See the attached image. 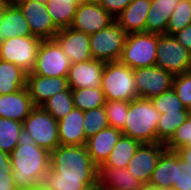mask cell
Segmentation results:
<instances>
[{
	"label": "cell",
	"instance_id": "1",
	"mask_svg": "<svg viewBox=\"0 0 191 190\" xmlns=\"http://www.w3.org/2000/svg\"><path fill=\"white\" fill-rule=\"evenodd\" d=\"M49 190H89L99 187V168L86 145H59L50 152V168L41 183Z\"/></svg>",
	"mask_w": 191,
	"mask_h": 190
},
{
	"label": "cell",
	"instance_id": "2",
	"mask_svg": "<svg viewBox=\"0 0 191 190\" xmlns=\"http://www.w3.org/2000/svg\"><path fill=\"white\" fill-rule=\"evenodd\" d=\"M10 159L17 190H33L40 186L50 168V152L38 147L25 129L21 130Z\"/></svg>",
	"mask_w": 191,
	"mask_h": 190
},
{
	"label": "cell",
	"instance_id": "3",
	"mask_svg": "<svg viewBox=\"0 0 191 190\" xmlns=\"http://www.w3.org/2000/svg\"><path fill=\"white\" fill-rule=\"evenodd\" d=\"M161 113L150 99L141 97L129 102L122 135L140 143H157V123Z\"/></svg>",
	"mask_w": 191,
	"mask_h": 190
},
{
	"label": "cell",
	"instance_id": "4",
	"mask_svg": "<svg viewBox=\"0 0 191 190\" xmlns=\"http://www.w3.org/2000/svg\"><path fill=\"white\" fill-rule=\"evenodd\" d=\"M105 100L130 102L138 98L134 69L117 62H106L101 80Z\"/></svg>",
	"mask_w": 191,
	"mask_h": 190
},
{
	"label": "cell",
	"instance_id": "5",
	"mask_svg": "<svg viewBox=\"0 0 191 190\" xmlns=\"http://www.w3.org/2000/svg\"><path fill=\"white\" fill-rule=\"evenodd\" d=\"M158 37L148 32L127 34L119 62L131 69L154 66Z\"/></svg>",
	"mask_w": 191,
	"mask_h": 190
},
{
	"label": "cell",
	"instance_id": "6",
	"mask_svg": "<svg viewBox=\"0 0 191 190\" xmlns=\"http://www.w3.org/2000/svg\"><path fill=\"white\" fill-rule=\"evenodd\" d=\"M23 129L41 148L53 151L60 145L58 121L41 106H36L23 121Z\"/></svg>",
	"mask_w": 191,
	"mask_h": 190
},
{
	"label": "cell",
	"instance_id": "7",
	"mask_svg": "<svg viewBox=\"0 0 191 190\" xmlns=\"http://www.w3.org/2000/svg\"><path fill=\"white\" fill-rule=\"evenodd\" d=\"M155 66L174 76L187 73L191 64V52L170 34H159Z\"/></svg>",
	"mask_w": 191,
	"mask_h": 190
},
{
	"label": "cell",
	"instance_id": "8",
	"mask_svg": "<svg viewBox=\"0 0 191 190\" xmlns=\"http://www.w3.org/2000/svg\"><path fill=\"white\" fill-rule=\"evenodd\" d=\"M126 36V31L116 21L107 28L90 35L92 58L103 62L119 61Z\"/></svg>",
	"mask_w": 191,
	"mask_h": 190
},
{
	"label": "cell",
	"instance_id": "9",
	"mask_svg": "<svg viewBox=\"0 0 191 190\" xmlns=\"http://www.w3.org/2000/svg\"><path fill=\"white\" fill-rule=\"evenodd\" d=\"M41 39L30 36H15L0 42V60L17 65L27 74L35 67Z\"/></svg>",
	"mask_w": 191,
	"mask_h": 190
},
{
	"label": "cell",
	"instance_id": "10",
	"mask_svg": "<svg viewBox=\"0 0 191 190\" xmlns=\"http://www.w3.org/2000/svg\"><path fill=\"white\" fill-rule=\"evenodd\" d=\"M70 65V59L54 39L42 40L37 50L35 67L29 74L67 77Z\"/></svg>",
	"mask_w": 191,
	"mask_h": 190
},
{
	"label": "cell",
	"instance_id": "11",
	"mask_svg": "<svg viewBox=\"0 0 191 190\" xmlns=\"http://www.w3.org/2000/svg\"><path fill=\"white\" fill-rule=\"evenodd\" d=\"M15 4L26 17L33 36L41 40L54 39L59 30L55 27L45 3L37 0H16Z\"/></svg>",
	"mask_w": 191,
	"mask_h": 190
},
{
	"label": "cell",
	"instance_id": "12",
	"mask_svg": "<svg viewBox=\"0 0 191 190\" xmlns=\"http://www.w3.org/2000/svg\"><path fill=\"white\" fill-rule=\"evenodd\" d=\"M174 75L157 66L134 69L138 97L152 99L173 88Z\"/></svg>",
	"mask_w": 191,
	"mask_h": 190
},
{
	"label": "cell",
	"instance_id": "13",
	"mask_svg": "<svg viewBox=\"0 0 191 190\" xmlns=\"http://www.w3.org/2000/svg\"><path fill=\"white\" fill-rule=\"evenodd\" d=\"M163 143H141L130 159L126 169L132 175L148 184L161 155L166 151Z\"/></svg>",
	"mask_w": 191,
	"mask_h": 190
},
{
	"label": "cell",
	"instance_id": "14",
	"mask_svg": "<svg viewBox=\"0 0 191 190\" xmlns=\"http://www.w3.org/2000/svg\"><path fill=\"white\" fill-rule=\"evenodd\" d=\"M115 18L109 14L100 4L82 2L77 10L70 28L92 35L107 28Z\"/></svg>",
	"mask_w": 191,
	"mask_h": 190
},
{
	"label": "cell",
	"instance_id": "15",
	"mask_svg": "<svg viewBox=\"0 0 191 190\" xmlns=\"http://www.w3.org/2000/svg\"><path fill=\"white\" fill-rule=\"evenodd\" d=\"M54 40L61 47L72 63L84 62L92 59L90 50V35L72 28L61 29Z\"/></svg>",
	"mask_w": 191,
	"mask_h": 190
},
{
	"label": "cell",
	"instance_id": "16",
	"mask_svg": "<svg viewBox=\"0 0 191 190\" xmlns=\"http://www.w3.org/2000/svg\"><path fill=\"white\" fill-rule=\"evenodd\" d=\"M105 63L93 58L84 62L72 63L67 75L69 88L72 90L87 87L101 88Z\"/></svg>",
	"mask_w": 191,
	"mask_h": 190
},
{
	"label": "cell",
	"instance_id": "17",
	"mask_svg": "<svg viewBox=\"0 0 191 190\" xmlns=\"http://www.w3.org/2000/svg\"><path fill=\"white\" fill-rule=\"evenodd\" d=\"M26 87L35 106H41L56 93L69 88L67 77H43L27 74Z\"/></svg>",
	"mask_w": 191,
	"mask_h": 190
},
{
	"label": "cell",
	"instance_id": "18",
	"mask_svg": "<svg viewBox=\"0 0 191 190\" xmlns=\"http://www.w3.org/2000/svg\"><path fill=\"white\" fill-rule=\"evenodd\" d=\"M35 107L27 87L0 95V117L23 123Z\"/></svg>",
	"mask_w": 191,
	"mask_h": 190
},
{
	"label": "cell",
	"instance_id": "19",
	"mask_svg": "<svg viewBox=\"0 0 191 190\" xmlns=\"http://www.w3.org/2000/svg\"><path fill=\"white\" fill-rule=\"evenodd\" d=\"M121 135V130L108 127L87 139L86 147L88 153L98 168L108 159Z\"/></svg>",
	"mask_w": 191,
	"mask_h": 190
},
{
	"label": "cell",
	"instance_id": "20",
	"mask_svg": "<svg viewBox=\"0 0 191 190\" xmlns=\"http://www.w3.org/2000/svg\"><path fill=\"white\" fill-rule=\"evenodd\" d=\"M83 122L84 112L75 107L59 120L60 145H86L87 140Z\"/></svg>",
	"mask_w": 191,
	"mask_h": 190
},
{
	"label": "cell",
	"instance_id": "21",
	"mask_svg": "<svg viewBox=\"0 0 191 190\" xmlns=\"http://www.w3.org/2000/svg\"><path fill=\"white\" fill-rule=\"evenodd\" d=\"M144 185L126 168H99V188L101 190H139Z\"/></svg>",
	"mask_w": 191,
	"mask_h": 190
},
{
	"label": "cell",
	"instance_id": "22",
	"mask_svg": "<svg viewBox=\"0 0 191 190\" xmlns=\"http://www.w3.org/2000/svg\"><path fill=\"white\" fill-rule=\"evenodd\" d=\"M150 5L151 0H132L115 20L127 34L145 32V20Z\"/></svg>",
	"mask_w": 191,
	"mask_h": 190
},
{
	"label": "cell",
	"instance_id": "23",
	"mask_svg": "<svg viewBox=\"0 0 191 190\" xmlns=\"http://www.w3.org/2000/svg\"><path fill=\"white\" fill-rule=\"evenodd\" d=\"M32 35L26 17L16 4H11L0 14V42L15 36Z\"/></svg>",
	"mask_w": 191,
	"mask_h": 190
},
{
	"label": "cell",
	"instance_id": "24",
	"mask_svg": "<svg viewBox=\"0 0 191 190\" xmlns=\"http://www.w3.org/2000/svg\"><path fill=\"white\" fill-rule=\"evenodd\" d=\"M178 4L179 0H151L145 20V32L166 34L169 18Z\"/></svg>",
	"mask_w": 191,
	"mask_h": 190
},
{
	"label": "cell",
	"instance_id": "25",
	"mask_svg": "<svg viewBox=\"0 0 191 190\" xmlns=\"http://www.w3.org/2000/svg\"><path fill=\"white\" fill-rule=\"evenodd\" d=\"M177 174V153L166 150L160 157L158 164L152 172L149 185L160 189L172 190L176 182Z\"/></svg>",
	"mask_w": 191,
	"mask_h": 190
},
{
	"label": "cell",
	"instance_id": "26",
	"mask_svg": "<svg viewBox=\"0 0 191 190\" xmlns=\"http://www.w3.org/2000/svg\"><path fill=\"white\" fill-rule=\"evenodd\" d=\"M81 0H48L46 8L58 30L71 27Z\"/></svg>",
	"mask_w": 191,
	"mask_h": 190
},
{
	"label": "cell",
	"instance_id": "27",
	"mask_svg": "<svg viewBox=\"0 0 191 190\" xmlns=\"http://www.w3.org/2000/svg\"><path fill=\"white\" fill-rule=\"evenodd\" d=\"M27 73L17 65L0 60V95L26 87Z\"/></svg>",
	"mask_w": 191,
	"mask_h": 190
},
{
	"label": "cell",
	"instance_id": "28",
	"mask_svg": "<svg viewBox=\"0 0 191 190\" xmlns=\"http://www.w3.org/2000/svg\"><path fill=\"white\" fill-rule=\"evenodd\" d=\"M140 144L137 140L121 135L108 159L101 167L126 168Z\"/></svg>",
	"mask_w": 191,
	"mask_h": 190
},
{
	"label": "cell",
	"instance_id": "29",
	"mask_svg": "<svg viewBox=\"0 0 191 190\" xmlns=\"http://www.w3.org/2000/svg\"><path fill=\"white\" fill-rule=\"evenodd\" d=\"M188 110L165 112L161 114L157 123V143L165 144L174 134L175 130L188 119Z\"/></svg>",
	"mask_w": 191,
	"mask_h": 190
},
{
	"label": "cell",
	"instance_id": "30",
	"mask_svg": "<svg viewBox=\"0 0 191 190\" xmlns=\"http://www.w3.org/2000/svg\"><path fill=\"white\" fill-rule=\"evenodd\" d=\"M72 97L74 107L81 111L96 109L105 105V97L101 88L73 89Z\"/></svg>",
	"mask_w": 191,
	"mask_h": 190
},
{
	"label": "cell",
	"instance_id": "31",
	"mask_svg": "<svg viewBox=\"0 0 191 190\" xmlns=\"http://www.w3.org/2000/svg\"><path fill=\"white\" fill-rule=\"evenodd\" d=\"M41 107L57 121L61 120L74 108L72 89L68 88L66 91L56 93L46 100Z\"/></svg>",
	"mask_w": 191,
	"mask_h": 190
},
{
	"label": "cell",
	"instance_id": "32",
	"mask_svg": "<svg viewBox=\"0 0 191 190\" xmlns=\"http://www.w3.org/2000/svg\"><path fill=\"white\" fill-rule=\"evenodd\" d=\"M23 123L0 117V150L11 153L18 145Z\"/></svg>",
	"mask_w": 191,
	"mask_h": 190
},
{
	"label": "cell",
	"instance_id": "33",
	"mask_svg": "<svg viewBox=\"0 0 191 190\" xmlns=\"http://www.w3.org/2000/svg\"><path fill=\"white\" fill-rule=\"evenodd\" d=\"M191 24V0H179L167 25L166 34L173 35Z\"/></svg>",
	"mask_w": 191,
	"mask_h": 190
},
{
	"label": "cell",
	"instance_id": "34",
	"mask_svg": "<svg viewBox=\"0 0 191 190\" xmlns=\"http://www.w3.org/2000/svg\"><path fill=\"white\" fill-rule=\"evenodd\" d=\"M84 130L86 140L109 127L104 106L84 111Z\"/></svg>",
	"mask_w": 191,
	"mask_h": 190
},
{
	"label": "cell",
	"instance_id": "35",
	"mask_svg": "<svg viewBox=\"0 0 191 190\" xmlns=\"http://www.w3.org/2000/svg\"><path fill=\"white\" fill-rule=\"evenodd\" d=\"M109 127L123 130L128 113L129 102L106 100L104 105Z\"/></svg>",
	"mask_w": 191,
	"mask_h": 190
},
{
	"label": "cell",
	"instance_id": "36",
	"mask_svg": "<svg viewBox=\"0 0 191 190\" xmlns=\"http://www.w3.org/2000/svg\"><path fill=\"white\" fill-rule=\"evenodd\" d=\"M150 100L161 114L165 112L167 113L188 110V108L182 104L173 88L153 97Z\"/></svg>",
	"mask_w": 191,
	"mask_h": 190
},
{
	"label": "cell",
	"instance_id": "37",
	"mask_svg": "<svg viewBox=\"0 0 191 190\" xmlns=\"http://www.w3.org/2000/svg\"><path fill=\"white\" fill-rule=\"evenodd\" d=\"M167 150L176 151L191 145V118L182 123L172 137L164 144Z\"/></svg>",
	"mask_w": 191,
	"mask_h": 190
},
{
	"label": "cell",
	"instance_id": "38",
	"mask_svg": "<svg viewBox=\"0 0 191 190\" xmlns=\"http://www.w3.org/2000/svg\"><path fill=\"white\" fill-rule=\"evenodd\" d=\"M173 89L182 104L191 107V74L189 72L174 77Z\"/></svg>",
	"mask_w": 191,
	"mask_h": 190
},
{
	"label": "cell",
	"instance_id": "39",
	"mask_svg": "<svg viewBox=\"0 0 191 190\" xmlns=\"http://www.w3.org/2000/svg\"><path fill=\"white\" fill-rule=\"evenodd\" d=\"M172 190H191V167L178 154L176 182Z\"/></svg>",
	"mask_w": 191,
	"mask_h": 190
},
{
	"label": "cell",
	"instance_id": "40",
	"mask_svg": "<svg viewBox=\"0 0 191 190\" xmlns=\"http://www.w3.org/2000/svg\"><path fill=\"white\" fill-rule=\"evenodd\" d=\"M132 0H101L100 5L114 18H116Z\"/></svg>",
	"mask_w": 191,
	"mask_h": 190
},
{
	"label": "cell",
	"instance_id": "41",
	"mask_svg": "<svg viewBox=\"0 0 191 190\" xmlns=\"http://www.w3.org/2000/svg\"><path fill=\"white\" fill-rule=\"evenodd\" d=\"M0 190H17L12 169H0Z\"/></svg>",
	"mask_w": 191,
	"mask_h": 190
},
{
	"label": "cell",
	"instance_id": "42",
	"mask_svg": "<svg viewBox=\"0 0 191 190\" xmlns=\"http://www.w3.org/2000/svg\"><path fill=\"white\" fill-rule=\"evenodd\" d=\"M177 41L191 52V24L173 34Z\"/></svg>",
	"mask_w": 191,
	"mask_h": 190
},
{
	"label": "cell",
	"instance_id": "43",
	"mask_svg": "<svg viewBox=\"0 0 191 190\" xmlns=\"http://www.w3.org/2000/svg\"><path fill=\"white\" fill-rule=\"evenodd\" d=\"M176 153L191 167V145L176 150Z\"/></svg>",
	"mask_w": 191,
	"mask_h": 190
},
{
	"label": "cell",
	"instance_id": "44",
	"mask_svg": "<svg viewBox=\"0 0 191 190\" xmlns=\"http://www.w3.org/2000/svg\"><path fill=\"white\" fill-rule=\"evenodd\" d=\"M0 169H12L10 154L0 150Z\"/></svg>",
	"mask_w": 191,
	"mask_h": 190
},
{
	"label": "cell",
	"instance_id": "45",
	"mask_svg": "<svg viewBox=\"0 0 191 190\" xmlns=\"http://www.w3.org/2000/svg\"><path fill=\"white\" fill-rule=\"evenodd\" d=\"M139 190H163V189L150 186L149 184H144ZM166 190H170V189H166Z\"/></svg>",
	"mask_w": 191,
	"mask_h": 190
},
{
	"label": "cell",
	"instance_id": "46",
	"mask_svg": "<svg viewBox=\"0 0 191 190\" xmlns=\"http://www.w3.org/2000/svg\"><path fill=\"white\" fill-rule=\"evenodd\" d=\"M8 4L4 0H0V14L6 9Z\"/></svg>",
	"mask_w": 191,
	"mask_h": 190
},
{
	"label": "cell",
	"instance_id": "47",
	"mask_svg": "<svg viewBox=\"0 0 191 190\" xmlns=\"http://www.w3.org/2000/svg\"><path fill=\"white\" fill-rule=\"evenodd\" d=\"M84 3H90V4H100L101 0H81Z\"/></svg>",
	"mask_w": 191,
	"mask_h": 190
},
{
	"label": "cell",
	"instance_id": "48",
	"mask_svg": "<svg viewBox=\"0 0 191 190\" xmlns=\"http://www.w3.org/2000/svg\"><path fill=\"white\" fill-rule=\"evenodd\" d=\"M33 190H49V189H46L42 184L38 187H36L35 189Z\"/></svg>",
	"mask_w": 191,
	"mask_h": 190
},
{
	"label": "cell",
	"instance_id": "49",
	"mask_svg": "<svg viewBox=\"0 0 191 190\" xmlns=\"http://www.w3.org/2000/svg\"><path fill=\"white\" fill-rule=\"evenodd\" d=\"M8 5L15 4L16 0H4Z\"/></svg>",
	"mask_w": 191,
	"mask_h": 190
},
{
	"label": "cell",
	"instance_id": "50",
	"mask_svg": "<svg viewBox=\"0 0 191 190\" xmlns=\"http://www.w3.org/2000/svg\"><path fill=\"white\" fill-rule=\"evenodd\" d=\"M188 115L191 118V107L188 108Z\"/></svg>",
	"mask_w": 191,
	"mask_h": 190
},
{
	"label": "cell",
	"instance_id": "51",
	"mask_svg": "<svg viewBox=\"0 0 191 190\" xmlns=\"http://www.w3.org/2000/svg\"><path fill=\"white\" fill-rule=\"evenodd\" d=\"M38 2L46 3L48 0H37Z\"/></svg>",
	"mask_w": 191,
	"mask_h": 190
},
{
	"label": "cell",
	"instance_id": "52",
	"mask_svg": "<svg viewBox=\"0 0 191 190\" xmlns=\"http://www.w3.org/2000/svg\"><path fill=\"white\" fill-rule=\"evenodd\" d=\"M89 190H101L99 187L97 188H93V189H89Z\"/></svg>",
	"mask_w": 191,
	"mask_h": 190
},
{
	"label": "cell",
	"instance_id": "53",
	"mask_svg": "<svg viewBox=\"0 0 191 190\" xmlns=\"http://www.w3.org/2000/svg\"><path fill=\"white\" fill-rule=\"evenodd\" d=\"M190 74H191V64H190V68H189V71H188Z\"/></svg>",
	"mask_w": 191,
	"mask_h": 190
}]
</instances>
